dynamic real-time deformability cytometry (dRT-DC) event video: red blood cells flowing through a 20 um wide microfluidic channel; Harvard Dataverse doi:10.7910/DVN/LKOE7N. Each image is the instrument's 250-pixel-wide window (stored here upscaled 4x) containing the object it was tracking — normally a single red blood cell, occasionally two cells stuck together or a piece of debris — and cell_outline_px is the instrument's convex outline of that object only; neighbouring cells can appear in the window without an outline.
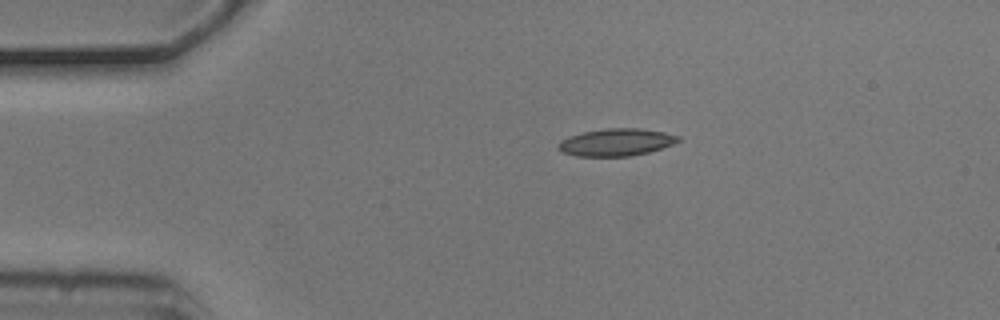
{"species": "common noctule bat (a hibernating species)", "species_latin": "Nyctalus noctula", "temperature_condition": "cold", "stored_images_in_passage": 3, "camera_frame_rate_fps": 3000, "um_per_image_px": 0.085, "animal": {"sex": "male", "body_mass_g": 20.5, "forearm_length_mm": 52.5}, "frame": {"image": 1, "passage_image": 1, "time_ms": 0.0, "image_size_px": [1000, 320], "cell_outline_px": [[680, 140], [672, 144], [648, 152], [632, 156], [576, 156], [560, 152], [556, 148], [556, 144], [560, 140], [568, 136], [584, 132], [608, 128], [640, 128], [664, 132], [680, 136]], "centroid_in_image_um": [52.32, 12.09], "position_along_channel_um": 32.7, "area_um2": 19.19}}
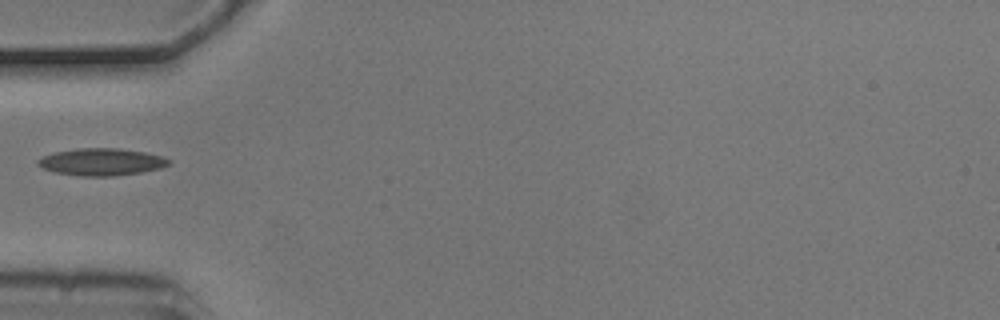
{"frame": {"image": 2, "passage_image": 3, "time_ms": 0.667, "image_size_px": [1000, 320], "cell_outline_px": [[172, 164], [160, 168], [140, 172], [112, 176], [80, 176], [56, 172], [44, 168], [36, 164], [36, 160], [52, 152], [76, 148], [120, 148], [144, 152], [164, 156], [172, 160]], "centroid_in_image_um": [8.65, 13.75], "position_along_channel_um": 76.4, "area_um2": 20.87}}